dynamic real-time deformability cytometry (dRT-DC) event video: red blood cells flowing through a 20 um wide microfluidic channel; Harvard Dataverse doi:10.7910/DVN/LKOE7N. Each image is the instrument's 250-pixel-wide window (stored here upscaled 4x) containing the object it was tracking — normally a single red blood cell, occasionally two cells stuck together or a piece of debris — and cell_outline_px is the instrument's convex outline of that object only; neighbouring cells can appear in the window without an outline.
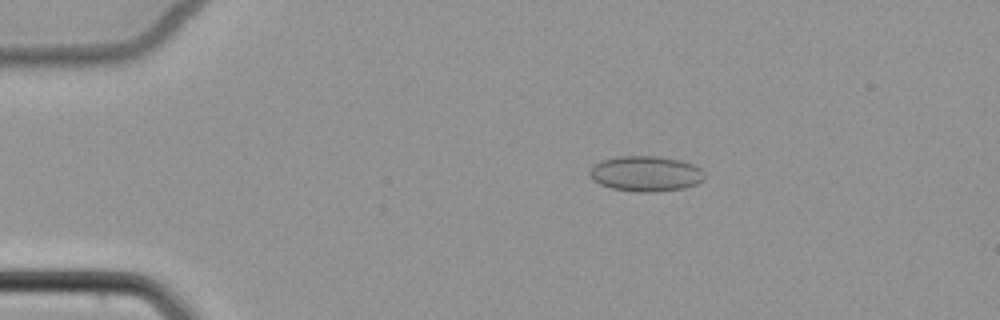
{"species": "common noctule bat (a hibernating species)", "species_latin": "Nyctalus noctula", "temperature_condition": "cold", "stored_images_in_passage": 6, "camera_frame_rate_fps": 3000, "um_per_image_px": 0.085, "animal": {"sex": "female", "body_mass_g": 22.7, "forearm_length_mm": 54.2}, "frame": {"image": 1, "passage_image": 3, "time_ms": 3.333, "image_size_px": [1000, 320], "cell_outline_px": [[704, 180], [696, 184], [684, 188], [652, 192], [636, 192], [612, 188], [600, 184], [592, 180], [588, 172], [600, 160], [620, 156], [656, 156], [680, 160], [692, 164], [700, 168], [704, 172]], "centroid_in_image_um": [54.89, 14.76], "position_along_channel_um": 30.1, "area_um2": 23.7}}
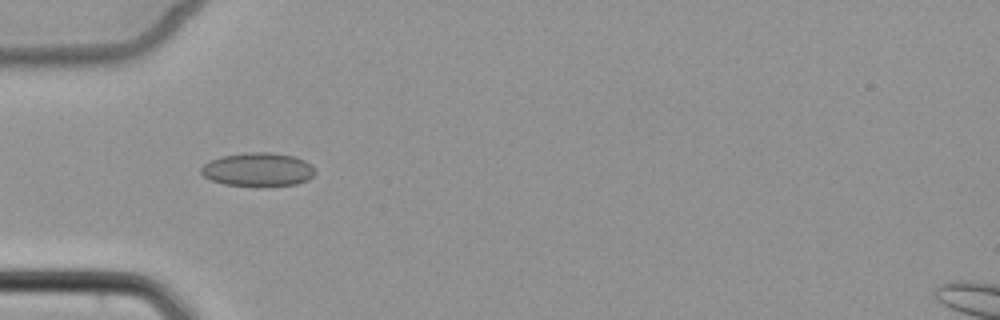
{"frame": {"image": 2, "passage_image": 5, "time_ms": 5.667, "image_size_px": [1000, 320], "cell_outline_px": [[316, 172], [308, 180], [296, 184], [256, 188], [224, 184], [212, 180], [204, 176], [200, 172], [200, 168], [204, 164], [220, 156], [244, 152], [268, 152], [296, 156], [312, 164]], "centroid_in_image_um": [21.94, 14.43], "position_along_channel_um": 63.1, "area_um2": 22.95}}
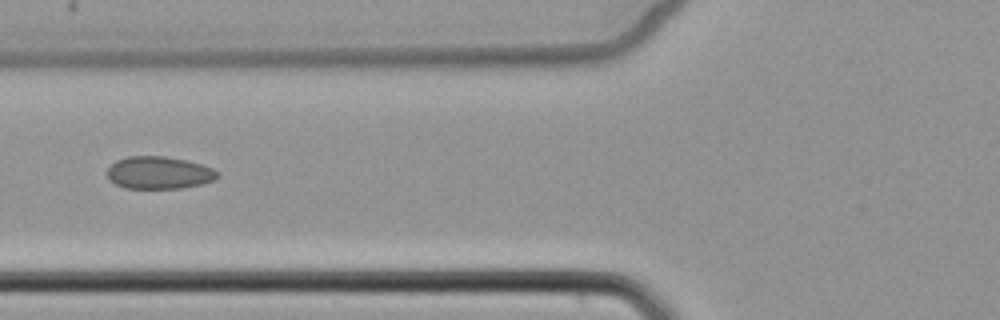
{"frame": {"image": 3, "passage_image": 6, "time_ms": 7.0, "image_size_px": [1000, 320], "cell_outline_px": [[220, 176], [216, 180], [200, 184], [180, 188], [124, 188], [108, 180], [108, 168], [116, 160], [128, 156], [164, 156], [184, 160], [200, 164], [212, 168], [220, 172]], "centroid_in_image_um": [13.52, 14.68], "position_along_channel_um": 112.3, "area_um2": 20.87}}